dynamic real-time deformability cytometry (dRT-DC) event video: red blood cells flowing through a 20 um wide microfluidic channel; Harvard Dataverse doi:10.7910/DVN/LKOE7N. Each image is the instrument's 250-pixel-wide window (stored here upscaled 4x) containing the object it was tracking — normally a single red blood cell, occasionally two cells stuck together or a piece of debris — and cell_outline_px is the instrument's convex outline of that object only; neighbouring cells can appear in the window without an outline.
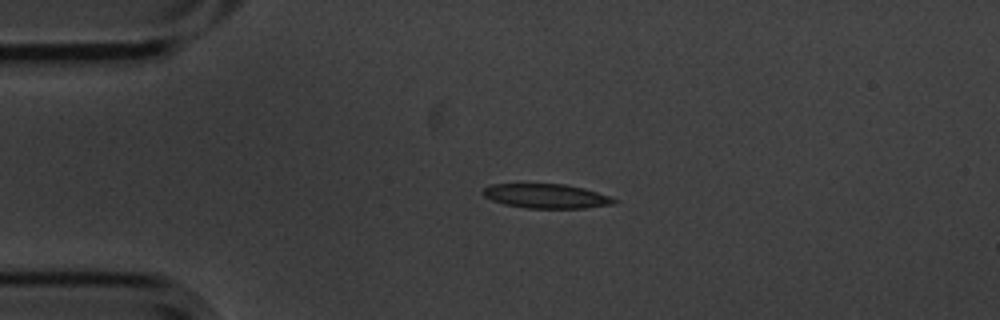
{"species": "common noctule bat (a hibernating species)", "species_latin": "Nyctalus noctula", "temperature_condition": "cold", "stored_images_in_passage": 4, "camera_frame_rate_fps": 3000, "um_per_image_px": 0.085, "animal": {"sex": "male", "body_mass_g": 20.1, "forearm_length_mm": 53.5}, "frame": {"image": 1, "passage_image": 2, "time_ms": 0.333, "image_size_px": [1000, 320], "cell_outline_px": [[620, 200], [616, 204], [584, 208], [528, 208], [504, 204], [492, 200], [484, 196], [480, 192], [484, 188], [492, 184], [564, 184], [584, 188]], "centroid_in_image_um": [46.45, 16.67], "position_along_channel_um": 38.6, "area_um2": 18.61}}
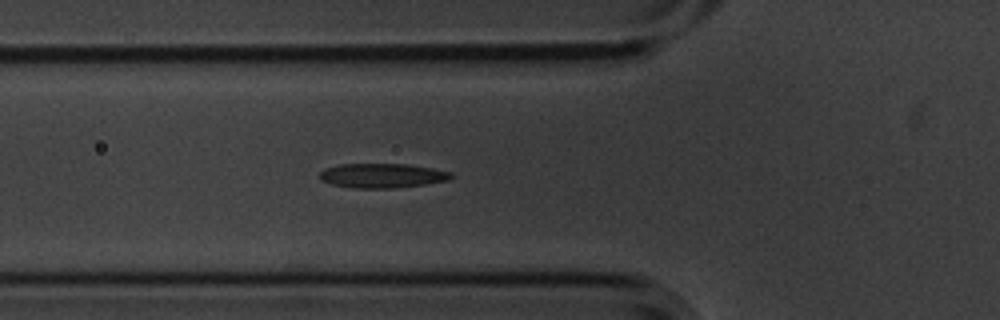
{"frame": {"image": 2, "passage_image": 4, "time_ms": 1.0, "image_size_px": [1000, 320], "cell_outline_px": [[452, 176], [448, 180], [424, 184], [396, 188], [352, 188], [332, 184], [320, 180], [320, 172], [324, 168], [340, 164], [404, 164], [432, 168], [452, 172]], "centroid_in_image_um": [32.45, 14.93], "position_along_channel_um": 93.3, "area_um2": 18.67}}